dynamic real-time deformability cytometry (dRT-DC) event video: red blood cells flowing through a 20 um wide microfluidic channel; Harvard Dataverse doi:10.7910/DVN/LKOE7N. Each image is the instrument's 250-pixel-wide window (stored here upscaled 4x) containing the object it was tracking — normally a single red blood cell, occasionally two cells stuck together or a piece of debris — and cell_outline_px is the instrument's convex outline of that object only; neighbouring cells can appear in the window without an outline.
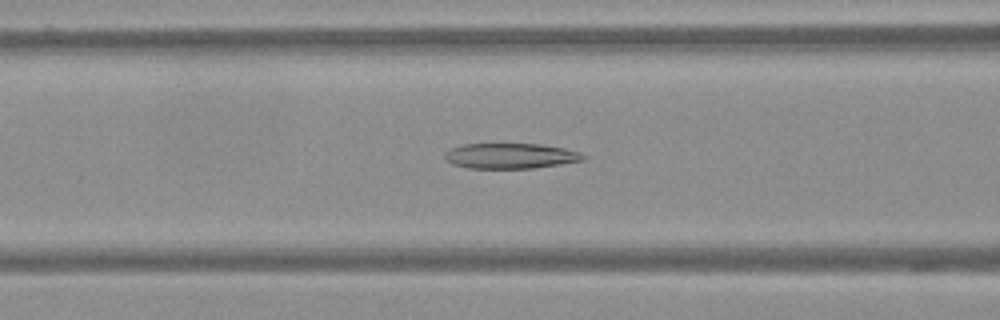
{"species": "Egyptian fruit bat (a non-hibernating species)", "species_latin": "Rousettus aegyptiacus", "temperature_condition": "warm", "stored_images_in_passage": 53, "camera_frame_rate_fps": 3000, "um_per_image_px": 0.085, "frame": {"image": 1, "passage_image": 18, "time_ms": 5.667, "image_size_px": [1000, 320], "cell_outline_px": [[588, 156], [584, 160], [560, 164], [532, 168], [468, 168], [452, 164], [444, 160], [444, 152], [448, 148], [464, 144], [540, 144], [564, 148], [580, 152]], "centroid_in_image_um": [43.35, 13.25], "position_along_channel_um": 123.2, "area_um2": 20.63}}
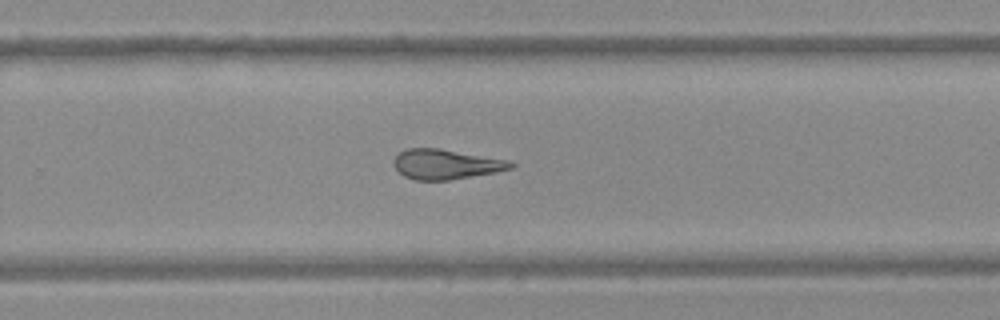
{"frame": {"image": 2, "passage_image": 33, "time_ms": 10.667, "image_size_px": [1000, 320], "cell_outline_px": [[516, 164], [512, 168], [496, 172], [448, 180], [416, 180], [404, 176], [392, 164], [392, 160], [400, 152], [408, 148], [440, 148], [508, 160]], "centroid_in_image_um": [37.89, 13.95], "position_along_channel_um": 291.9, "area_um2": 20.35}}
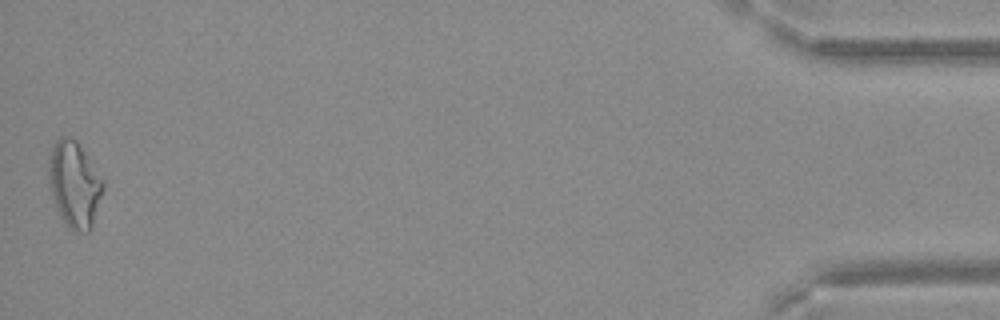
{"frame": {"image": 3, "passage_image": 53, "time_ms": 17.333, "image_size_px": [1000, 320], "cell_outline_px": [[104, 188], [92, 228], [88, 232], [80, 232], [68, 228], [60, 216], [52, 192], [48, 176], [48, 168], [52, 148], [56, 140], [60, 136], [68, 136], [76, 140], [104, 180]], "centroid_in_image_um": [6.35, 15.68], "position_along_channel_um": 428.9, "area_um2": 27.05}}